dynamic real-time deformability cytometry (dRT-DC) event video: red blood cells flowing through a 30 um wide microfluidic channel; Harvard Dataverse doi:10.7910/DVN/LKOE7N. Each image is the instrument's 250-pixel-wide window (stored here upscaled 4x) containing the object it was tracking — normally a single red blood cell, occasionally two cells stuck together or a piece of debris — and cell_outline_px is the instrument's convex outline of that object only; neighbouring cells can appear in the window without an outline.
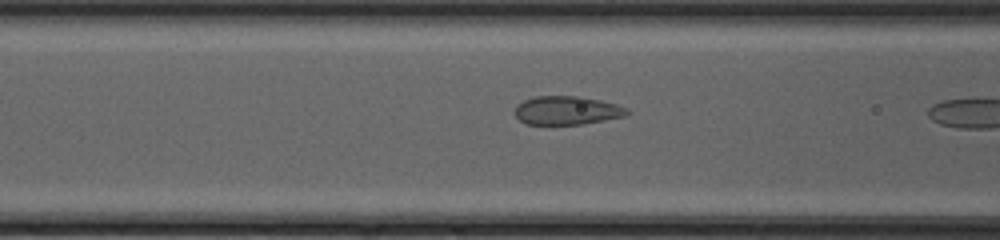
{"species": "common noctule bat (a hibernating species)", "species_latin": "Nyctalus noctula", "temperature_condition": "cold", "stored_images_in_passage": 7, "camera_frame_rate_fps": 3000, "um_per_image_px": 0.085, "animal": {"sex": "female", "body_mass_g": 20.0, "forearm_length_mm": 54.0}, "frame": {"image": 1, "passage_image": 6, "time_ms": 1.667, "image_size_px": [1000, 240], "cell_outline_px": [[632, 112], [624, 116], [584, 124], [528, 124], [520, 120], [516, 116], [516, 104], [532, 96], [580, 96], [600, 100], [616, 104], [628, 108]], "centroid_in_image_um": [48.21, 9.37], "position_along_channel_um": 118.4, "area_um2": 18.73}}